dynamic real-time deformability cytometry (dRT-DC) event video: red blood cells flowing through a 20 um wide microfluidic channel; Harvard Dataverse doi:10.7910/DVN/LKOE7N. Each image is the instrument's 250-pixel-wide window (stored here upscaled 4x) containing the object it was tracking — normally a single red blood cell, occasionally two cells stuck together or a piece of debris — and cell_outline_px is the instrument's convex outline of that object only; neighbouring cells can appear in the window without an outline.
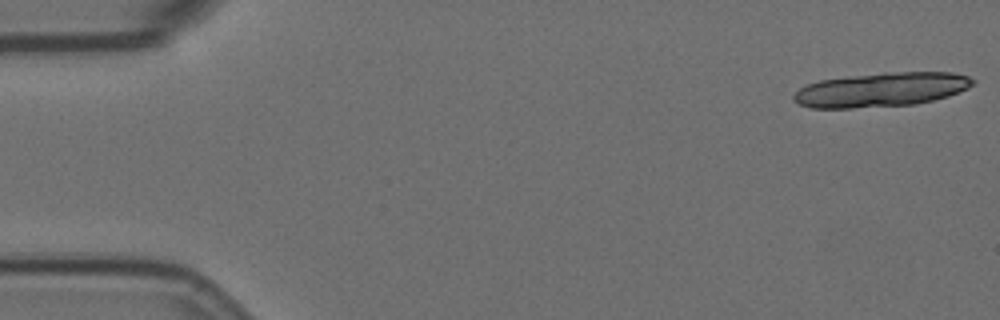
{"species": "Egyptian fruit bat (a non-hibernating species)", "species_latin": "Rousettus aegyptiacus", "temperature_condition": "room temperature", "stored_images_in_passage": 19, "camera_frame_rate_fps": 3000, "um_per_image_px": 0.085, "animal": {"sex": "female"}, "frame": {"image": 1, "passage_image": 1, "time_ms": 0.0, "image_size_px": [1000, 320], "cell_outline_px": [[976, 80], [968, 88], [948, 96], [916, 104], [852, 108], [812, 108], [800, 104], [792, 100], [792, 96], [800, 88], [808, 84], [820, 80], [848, 76], [884, 72], [952, 72], [968, 76]], "centroid_in_image_um": [74.9, 7.61], "position_along_channel_um": 10.1, "area_um2": 35.72}}